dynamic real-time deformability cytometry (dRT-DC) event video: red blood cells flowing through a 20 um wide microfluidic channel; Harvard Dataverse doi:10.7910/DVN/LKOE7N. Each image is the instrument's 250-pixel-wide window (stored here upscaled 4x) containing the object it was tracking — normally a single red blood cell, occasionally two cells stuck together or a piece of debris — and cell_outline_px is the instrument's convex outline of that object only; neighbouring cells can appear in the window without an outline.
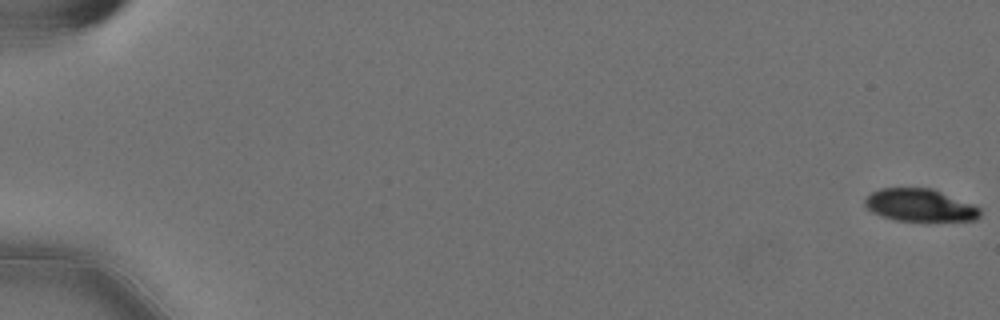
{"species": "Egyptian fruit bat (a non-hibernating species)", "species_latin": "Rousettus aegyptiacus", "temperature_condition": "cold", "stored_images_in_passage": 58, "camera_frame_rate_fps": 3000, "um_per_image_px": 0.085, "animal": {"sex": "female"}, "frame": {"image": 1, "passage_image": 1, "time_ms": 0.0, "image_size_px": [1000, 320], "cell_outline_px": [[980, 216], [976, 220], [896, 220], [880, 216], [864, 208], [864, 200], [872, 192], [880, 188], [932, 188], [972, 204], [980, 208]], "centroid_in_image_um": [78.14, 17.43], "position_along_channel_um": 6.9, "area_um2": 21.68}}
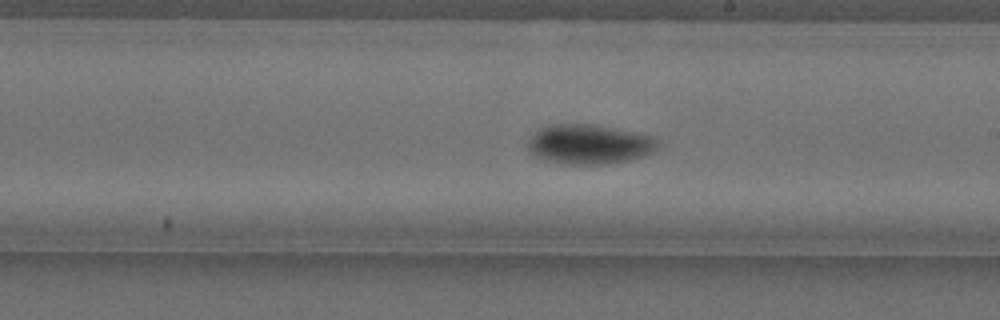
{"frame": {"image": 2, "passage_image": 35, "time_ms": 11.333, "image_size_px": [1000, 320], "cell_outline_px": [[656, 148], [652, 152], [644, 156], [628, 160], [608, 164], [560, 164], [544, 160], [532, 156], [528, 152], [528, 140], [540, 128], [552, 124], [592, 124], [652, 136], [656, 140]], "centroid_in_image_um": [50.01, 12.28], "position_along_channel_um": 239.0, "area_um2": 29.94}}
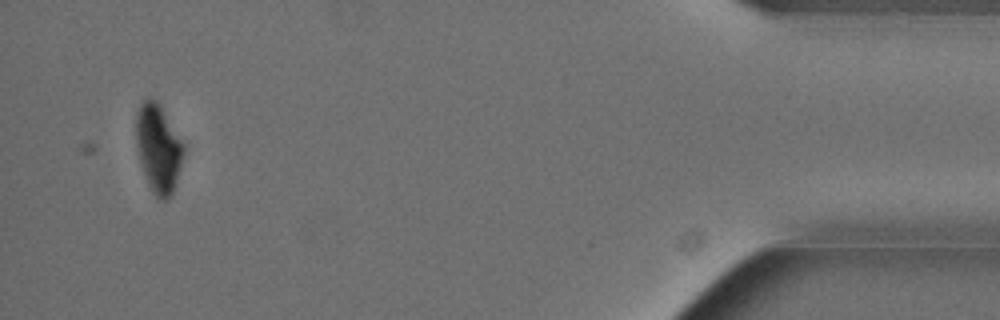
{"frame": {"image": 3, "passage_image": 56, "time_ms": 18.333, "image_size_px": [1000, 320], "cell_outline_px": [[184, 152], [176, 180], [172, 192], [164, 200], [160, 200], [152, 192], [148, 184], [140, 164], [136, 140], [136, 116], [140, 104], [148, 96], [156, 100], [160, 104], [184, 144]], "centroid_in_image_um": [13.44, 12.57], "position_along_channel_um": 421.8, "area_um2": 24.22}, "authors_computed_cell_mechanics": {"area_um2": 26.7036, "velocity_mm_per_s": 3.5891, "shape_relaxation_time_tau1_ms": 2.6986, "shape_relaxation_time_tau2_ms": null, "deformation_change_tau1": 0.1274, "deformation_change_tau2": null}}